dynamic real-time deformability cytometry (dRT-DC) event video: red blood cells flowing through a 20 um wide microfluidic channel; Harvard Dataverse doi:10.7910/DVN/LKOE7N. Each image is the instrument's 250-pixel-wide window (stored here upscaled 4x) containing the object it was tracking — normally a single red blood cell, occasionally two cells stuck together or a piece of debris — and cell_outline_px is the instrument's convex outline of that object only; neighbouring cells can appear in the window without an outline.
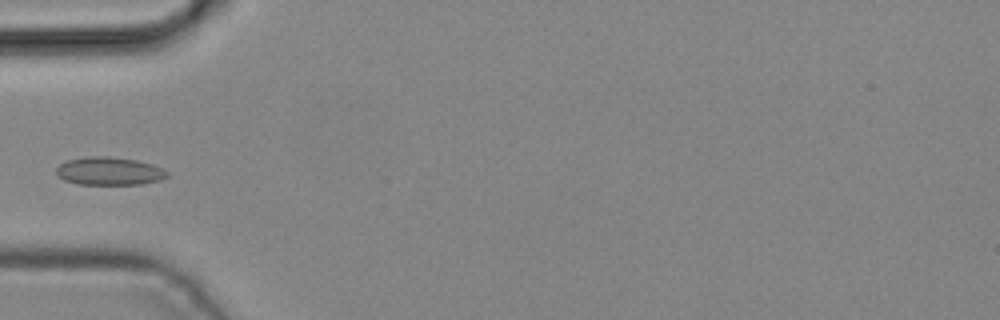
{"species": "common noctule bat (a hibernating species)", "species_latin": "Nyctalus noctula", "temperature_condition": "cold", "stored_images_in_passage": 4, "camera_frame_rate_fps": 3000, "um_per_image_px": 0.085, "animal": {"sex": "male", "body_mass_g": 19.2, "forearm_length_mm": 51.8}, "frame": {"image": 1, "passage_image": 4, "time_ms": 1.0, "image_size_px": [1000, 320], "cell_outline_px": [[168, 176], [160, 180], [140, 184], [76, 184], [64, 180], [56, 176], [56, 168], [60, 164], [68, 160], [88, 156], [108, 156], [136, 160], [152, 164], [168, 172]], "centroid_in_image_um": [9.25, 14.54], "position_along_channel_um": 75.8, "area_um2": 18.09}}